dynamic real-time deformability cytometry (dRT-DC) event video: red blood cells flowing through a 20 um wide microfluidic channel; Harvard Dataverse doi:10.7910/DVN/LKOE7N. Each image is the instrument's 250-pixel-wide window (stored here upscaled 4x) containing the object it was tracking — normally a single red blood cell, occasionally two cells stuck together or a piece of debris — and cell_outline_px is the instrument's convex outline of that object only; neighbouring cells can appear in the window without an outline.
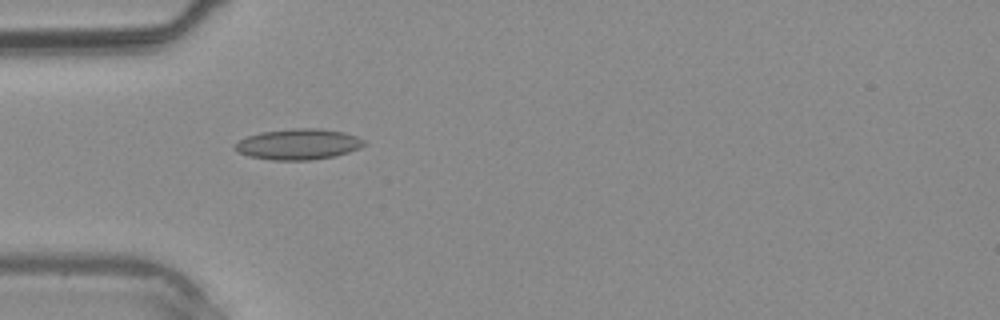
{"species": "common noctule bat (a hibernating species)", "species_latin": "Nyctalus noctula", "temperature_condition": "warm", "stored_images_in_passage": 3, "camera_frame_rate_fps": 3000, "um_per_image_px": 0.085, "animal": {"sex": "male", "body_mass_g": 20.4}, "frame": {"image": 1, "passage_image": 3, "time_ms": 3.333, "image_size_px": [1000, 320], "cell_outline_px": [[368, 144], [360, 148], [336, 156], [312, 160], [272, 160], [248, 156], [236, 152], [232, 148], [232, 144], [248, 136], [260, 132], [292, 128], [316, 128], [344, 132], [356, 136], [364, 140]], "centroid_in_image_um": [25.33, 12.26], "position_along_channel_um": 59.7, "area_um2": 23.47}}